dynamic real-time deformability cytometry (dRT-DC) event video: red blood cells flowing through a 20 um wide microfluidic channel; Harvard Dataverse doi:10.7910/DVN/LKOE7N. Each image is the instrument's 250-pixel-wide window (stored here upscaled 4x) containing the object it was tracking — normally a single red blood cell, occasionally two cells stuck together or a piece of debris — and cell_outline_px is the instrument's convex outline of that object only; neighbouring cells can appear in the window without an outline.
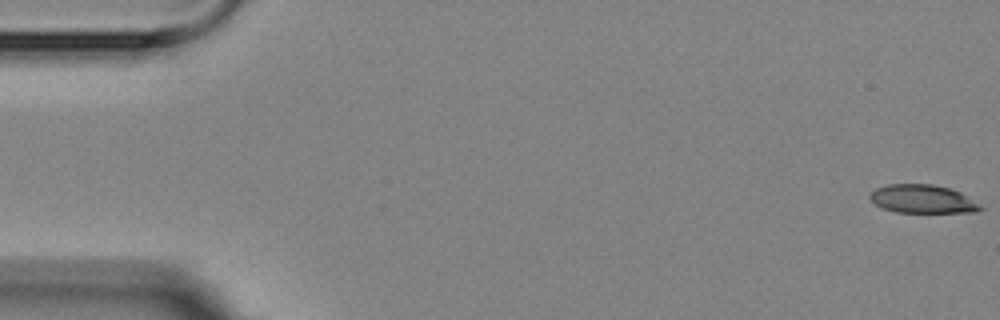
{"species": "Egyptian fruit bat (a non-hibernating species)", "species_latin": "Rousettus aegyptiacus", "temperature_condition": "room temperature", "stored_images_in_passage": 5, "camera_frame_rate_fps": 3000, "um_per_image_px": 0.085, "animal": {"sex": "female"}, "frame": {"image": 1, "passage_image": 1, "time_ms": 0.0, "image_size_px": [1000, 320], "cell_outline_px": [[984, 208], [976, 212], [896, 212], [884, 208], [876, 204], [868, 196], [876, 188], [888, 184], [932, 184], [948, 188], [960, 192]], "centroid_in_image_um": [78.4, 16.91], "position_along_channel_um": 6.6, "area_um2": 17.98}}